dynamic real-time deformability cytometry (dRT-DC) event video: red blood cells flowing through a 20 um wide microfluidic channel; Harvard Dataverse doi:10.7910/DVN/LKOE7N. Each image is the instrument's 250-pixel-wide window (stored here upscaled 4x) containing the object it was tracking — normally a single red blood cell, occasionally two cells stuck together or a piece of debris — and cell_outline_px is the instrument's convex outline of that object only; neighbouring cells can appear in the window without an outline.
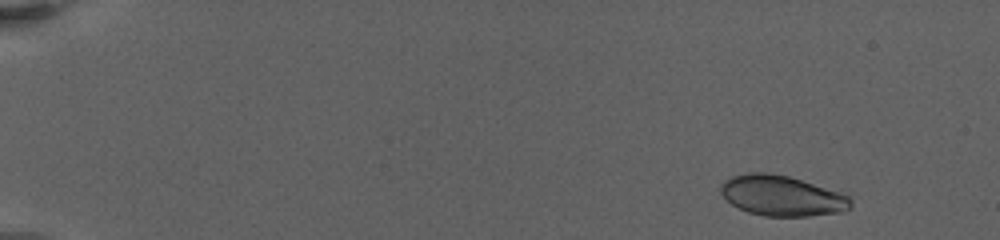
{"species": "human", "species_latin": "Homo sapiens", "temperature_condition": "warm", "stored_images_in_passage": 10, "camera_frame_rate_fps": 3000, "um_per_image_px": 0.085, "donor": {"sex": "female"}, "frame": {"image": 1, "passage_image": 2, "time_ms": 1.0, "image_size_px": [1000, 240], "cell_outline_px": [[852, 208], [840, 212], [808, 216], [764, 216], [748, 212], [732, 204], [720, 192], [720, 184], [724, 180], [732, 176], [748, 172], [768, 172], [788, 176], [840, 192], [848, 196], [852, 200]], "centroid_in_image_um": [66.45, 16.63], "position_along_channel_um": 18.5, "area_um2": 30.58}}
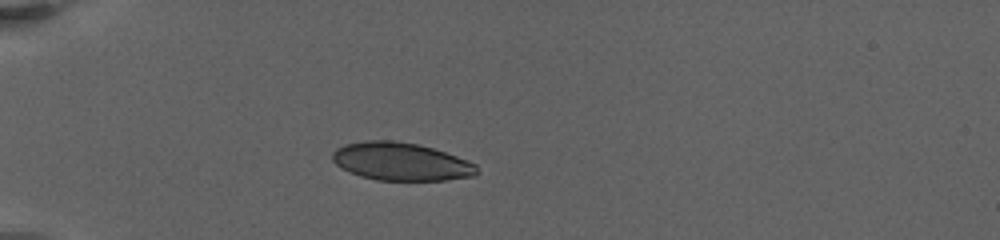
{"frame": {"image": 2, "passage_image": 7, "time_ms": 5.667, "image_size_px": [1000, 240], "cell_outline_px": [[480, 172], [476, 176], [444, 180], [376, 180], [360, 176], [340, 168], [332, 160], [332, 152], [336, 148], [344, 144], [364, 140], [392, 140], [416, 144], [432, 148], [456, 156], [476, 164]], "centroid_in_image_um": [34.06, 13.73], "position_along_channel_um": 50.9, "area_um2": 32.08}}
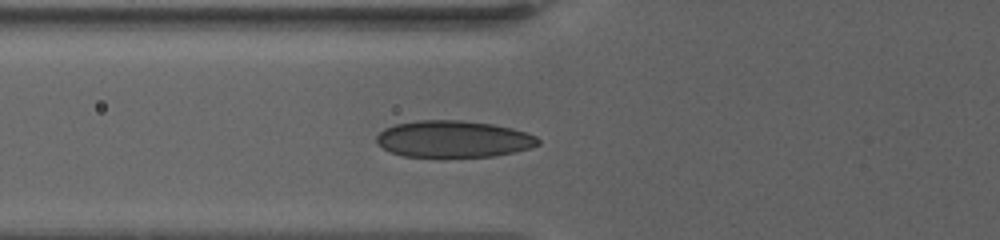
{"frame": {"image": 3, "passage_image": 9, "time_ms": 7.667, "image_size_px": [1000, 240], "cell_outline_px": [[540, 144], [532, 148], [516, 152], [496, 156], [404, 156], [392, 152], [376, 144], [376, 136], [384, 128], [396, 124], [416, 120], [460, 120], [492, 124], [512, 128], [536, 136], [540, 140]], "centroid_in_image_um": [38.56, 11.81], "position_along_channel_um": 87.2, "area_um2": 34.56}}